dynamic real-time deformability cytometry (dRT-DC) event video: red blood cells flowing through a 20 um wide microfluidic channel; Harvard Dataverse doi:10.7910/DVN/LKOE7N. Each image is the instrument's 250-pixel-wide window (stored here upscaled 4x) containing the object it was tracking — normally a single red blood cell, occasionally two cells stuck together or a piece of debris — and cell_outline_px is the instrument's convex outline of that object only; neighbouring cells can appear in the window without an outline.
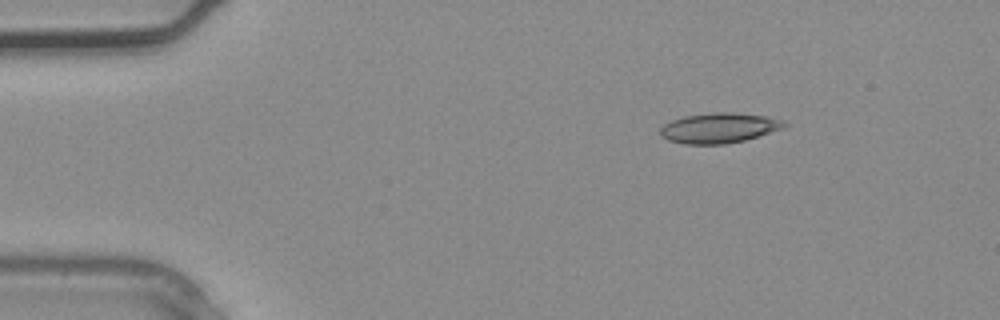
{"species": "common noctule bat (a hibernating species)", "species_latin": "Nyctalus noctula", "temperature_condition": "warm", "stored_images_in_passage": 4, "camera_frame_rate_fps": 3000, "um_per_image_px": 0.085, "animal": {"sex": "male", "body_mass_g": 20.4}, "frame": {"image": 1, "passage_image": 2, "time_ms": 0.333, "image_size_px": [1000, 320], "cell_outline_px": [[788, 124], [784, 128], [744, 140], [724, 144], [684, 144], [668, 140], [660, 136], [660, 128], [664, 124], [672, 120], [684, 116], [716, 112], [732, 112], [768, 116], [784, 120]], "centroid_in_image_um": [61.13, 10.87], "position_along_channel_um": 23.9, "area_um2": 21.85}}